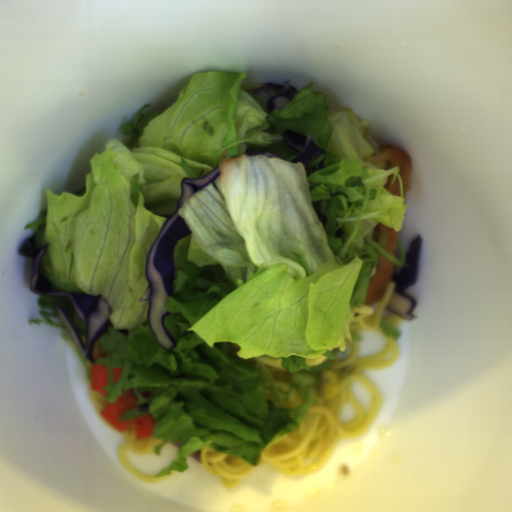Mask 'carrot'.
I'll use <instances>...</instances> for the list:
<instances>
[{
    "mask_svg": "<svg viewBox=\"0 0 512 512\" xmlns=\"http://www.w3.org/2000/svg\"><path fill=\"white\" fill-rule=\"evenodd\" d=\"M122 369H123V367L111 368V373H112L111 381H112V383L116 384L119 381Z\"/></svg>",
    "mask_w": 512,
    "mask_h": 512,
    "instance_id": "obj_3",
    "label": "carrot"
},
{
    "mask_svg": "<svg viewBox=\"0 0 512 512\" xmlns=\"http://www.w3.org/2000/svg\"><path fill=\"white\" fill-rule=\"evenodd\" d=\"M152 396V393L151 391H143V392H140V397L144 398V399H148Z\"/></svg>",
    "mask_w": 512,
    "mask_h": 512,
    "instance_id": "obj_4",
    "label": "carrot"
},
{
    "mask_svg": "<svg viewBox=\"0 0 512 512\" xmlns=\"http://www.w3.org/2000/svg\"><path fill=\"white\" fill-rule=\"evenodd\" d=\"M109 373L108 368L105 365L98 363H92L90 367V387L89 390L95 393H100L107 398L108 393L105 386L108 385Z\"/></svg>",
    "mask_w": 512,
    "mask_h": 512,
    "instance_id": "obj_2",
    "label": "carrot"
},
{
    "mask_svg": "<svg viewBox=\"0 0 512 512\" xmlns=\"http://www.w3.org/2000/svg\"><path fill=\"white\" fill-rule=\"evenodd\" d=\"M138 400L130 388L122 392L115 402L105 403L100 411V416L112 427L120 432H125L129 427L135 428L138 439L149 438L153 434V426L156 423L154 415L147 414L129 421H121L119 418L138 405Z\"/></svg>",
    "mask_w": 512,
    "mask_h": 512,
    "instance_id": "obj_1",
    "label": "carrot"
},
{
    "mask_svg": "<svg viewBox=\"0 0 512 512\" xmlns=\"http://www.w3.org/2000/svg\"><path fill=\"white\" fill-rule=\"evenodd\" d=\"M102 357H106V352H100L99 354H97L96 356H92L93 360L94 359H99V358H102Z\"/></svg>",
    "mask_w": 512,
    "mask_h": 512,
    "instance_id": "obj_5",
    "label": "carrot"
}]
</instances>
